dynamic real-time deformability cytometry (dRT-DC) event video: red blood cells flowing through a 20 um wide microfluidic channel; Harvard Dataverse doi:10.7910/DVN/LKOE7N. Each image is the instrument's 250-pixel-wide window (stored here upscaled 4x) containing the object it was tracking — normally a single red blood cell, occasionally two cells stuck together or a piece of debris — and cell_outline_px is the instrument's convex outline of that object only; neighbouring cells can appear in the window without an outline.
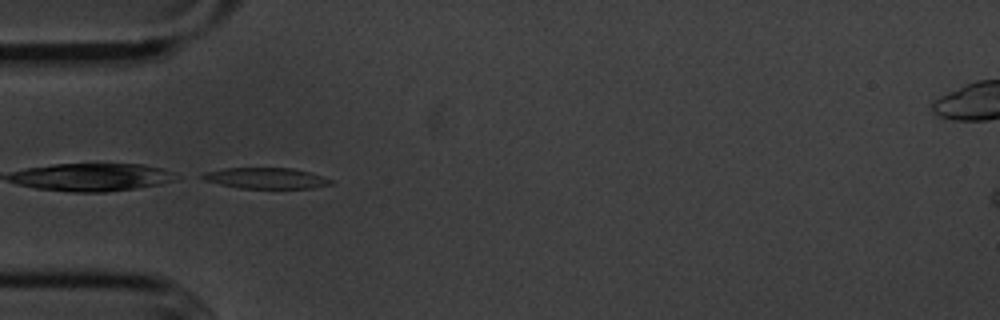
{"species": "common noctule bat (a hibernating species)", "species_latin": "Nyctalus noctula", "temperature_condition": "cold", "stored_images_in_passage": 37, "camera_frame_rate_fps": 3000, "um_per_image_px": 0.085, "animal": {"sex": "male", "body_mass_g": 20.1, "forearm_length_mm": 53.5}, "frame": {"image": 1, "passage_image": 1, "time_ms": 0.0, "image_size_px": [1000, 320], "cell_outline_px": [[332, 184], [312, 188], [240, 188], [220, 184], [204, 180], [196, 176], [204, 172], [224, 168], [292, 168], [308, 172], [332, 180]], "centroid_in_image_um": [22.52, 15.14], "position_along_channel_um": 62.5, "area_um2": 15.55}}
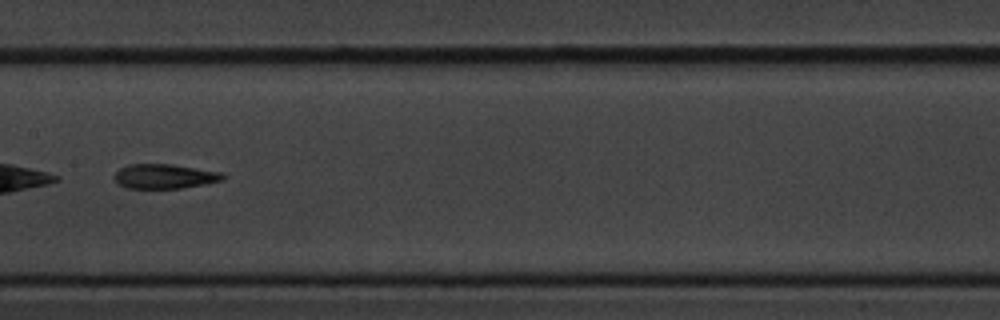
{"frame": {"image": 2, "passage_image": 12, "time_ms": 3.667, "image_size_px": [1000, 320], "cell_outline_px": [[224, 180], [204, 184], [180, 188], [128, 188], [120, 184], [112, 176], [120, 168], [128, 164], [172, 164], [220, 172], [224, 176]], "centroid_in_image_um": [13.97, 14.98], "position_along_channel_um": 193.4, "area_um2": 15.37}}
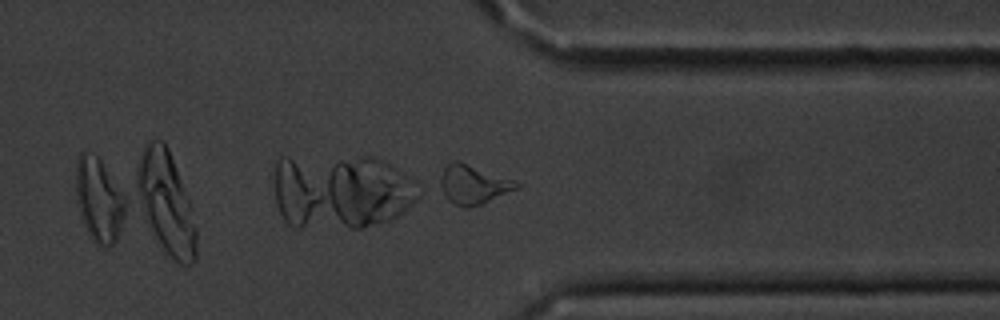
{"frame": {"image": 3, "passage_image": 27, "time_ms": 8.667, "image_size_px": [1000, 320], "cell_outline_px": [[520, 188], [480, 204], [468, 208], [464, 208], [448, 200], [436, 184], [444, 168], [452, 160], [456, 160], [512, 180], [520, 184]], "centroid_in_image_um": [40.15, 15.7], "position_along_channel_um": 371.2, "area_um2": 17.17}, "authors_computed_cell_mechanics": {"area_um2": 15.895, "velocity_mm_per_s": 3.5909, "shape_relaxation_time_tau1_ms": 3.7189, "shape_relaxation_time_tau2_ms": 5.1104, "deformation_change_tau1": 0.1622, "deformation_change_tau2": 0.1346}}